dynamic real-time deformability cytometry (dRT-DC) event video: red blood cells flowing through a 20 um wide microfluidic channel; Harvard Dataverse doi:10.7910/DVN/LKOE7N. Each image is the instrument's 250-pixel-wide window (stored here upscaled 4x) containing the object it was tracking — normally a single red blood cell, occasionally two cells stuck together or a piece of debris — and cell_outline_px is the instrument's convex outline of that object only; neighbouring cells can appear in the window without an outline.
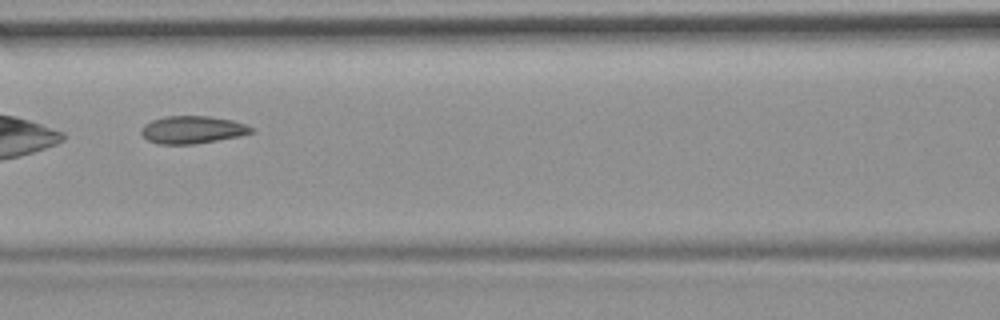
{"species": "common noctule bat (a hibernating species)", "species_latin": "Nyctalus noctula", "temperature_condition": "room temperature", "stored_images_in_passage": 11, "camera_frame_rate_fps": 3000, "um_per_image_px": 0.085, "animal": {"sex": "female", "body_mass_g": 19.9}, "frame": {"image": 1, "passage_image": 7, "time_ms": 2.0, "image_size_px": [1000, 320], "cell_outline_px": [[252, 132], [240, 136], [196, 144], [160, 144], [148, 140], [140, 132], [140, 128], [144, 124], [152, 120], [164, 116], [208, 116], [232, 120], [244, 124], [252, 128]], "centroid_in_image_um": [16.31, 11.03], "position_along_channel_um": 150.3, "area_um2": 17.63}}
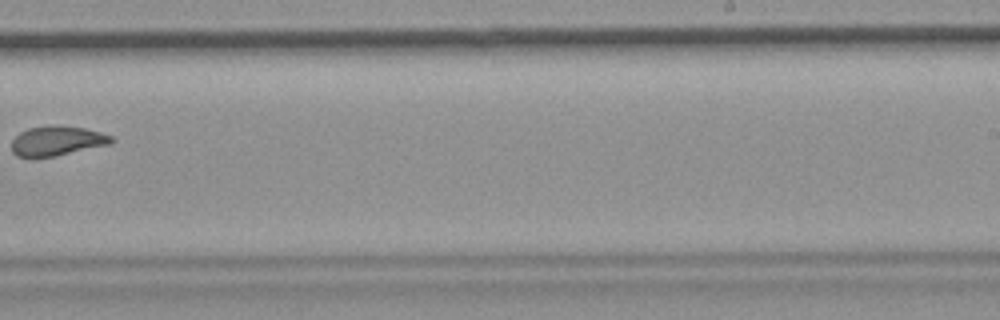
{"frame": {"image": 2, "passage_image": 10, "time_ms": 3.0, "image_size_px": [1000, 320], "cell_outline_px": [[116, 140], [112, 144], [56, 156], [16, 156], [12, 152], [12, 140], [20, 132], [28, 128], [52, 124], [84, 128], [100, 132], [112, 136]], "centroid_in_image_um": [4.89, 11.96], "position_along_channel_um": 284.1, "area_um2": 17.34}}
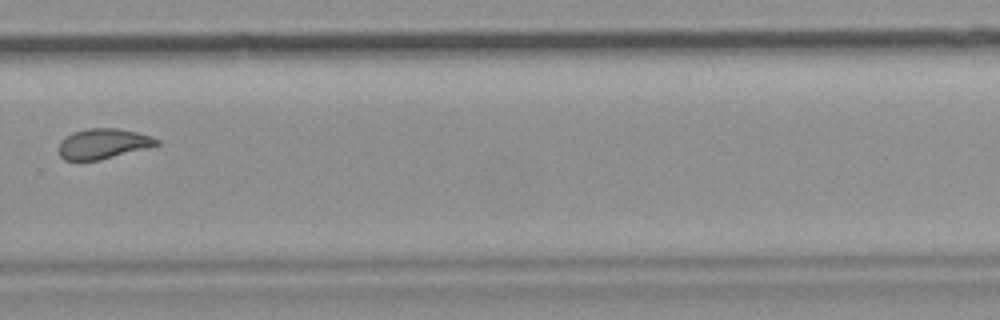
{"frame": {"image": 3, "passage_image": 11, "time_ms": 3.333, "image_size_px": [1000, 320], "cell_outline_px": [[160, 144], [100, 160], [64, 160], [60, 156], [60, 140], [72, 132], [88, 128], [116, 128], [136, 132], [152, 136], [160, 140]], "centroid_in_image_um": [8.76, 12.21], "position_along_channel_um": 321.0, "area_um2": 17.11}}